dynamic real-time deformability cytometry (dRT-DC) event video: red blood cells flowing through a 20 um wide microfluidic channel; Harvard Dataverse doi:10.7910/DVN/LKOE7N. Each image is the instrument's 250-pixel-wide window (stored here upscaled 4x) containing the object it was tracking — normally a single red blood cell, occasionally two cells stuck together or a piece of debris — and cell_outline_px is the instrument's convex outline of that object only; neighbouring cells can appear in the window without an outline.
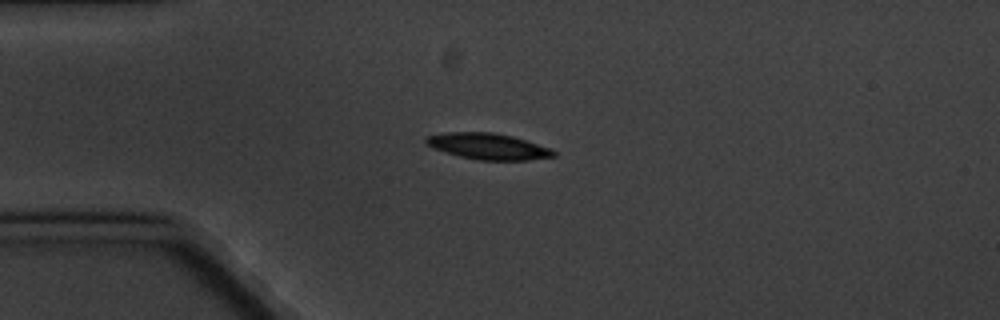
{"species": "common noctule bat (a hibernating species)", "species_latin": "Nyctalus noctula", "temperature_condition": "cold", "stored_images_in_passage": 8, "camera_frame_rate_fps": 3000, "um_per_image_px": 0.085, "animal": {"sex": "male", "body_mass_g": 20.1, "forearm_length_mm": 53.5}, "frame": {"image": 1, "passage_image": 5, "time_ms": 4.667, "image_size_px": [1000, 320], "cell_outline_px": [[556, 156], [528, 160], [476, 160], [460, 156], [432, 148], [424, 140], [428, 136], [448, 132], [492, 132], [512, 136], [552, 148], [556, 152]], "centroid_in_image_um": [41.53, 12.44], "position_along_channel_um": 43.5, "area_um2": 19.36}}